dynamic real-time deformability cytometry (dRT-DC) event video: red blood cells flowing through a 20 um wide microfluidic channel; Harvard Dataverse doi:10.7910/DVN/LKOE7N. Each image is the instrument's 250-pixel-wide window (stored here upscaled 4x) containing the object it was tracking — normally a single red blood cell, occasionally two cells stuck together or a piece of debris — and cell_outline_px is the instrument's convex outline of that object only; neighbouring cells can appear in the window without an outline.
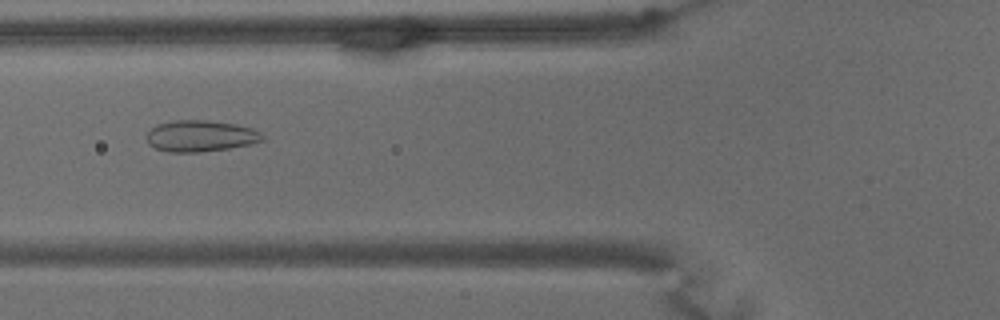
{"species": "common noctule bat (a hibernating species)", "species_latin": "Nyctalus noctula", "temperature_condition": "warm", "stored_images_in_passage": 62, "camera_frame_rate_fps": 3000, "um_per_image_px": 0.085, "animal": {"sex": "male", "body_mass_g": 15.6}, "frame": {"image": 1, "passage_image": 23, "time_ms": 7.333, "image_size_px": [1000, 320], "cell_outline_px": [[264, 140], [248, 144], [228, 148], [200, 152], [168, 152], [156, 148], [148, 144], [148, 132], [156, 124], [176, 120], [208, 120], [236, 124], [252, 128], [260, 132], [264, 136]], "centroid_in_image_um": [17.05, 11.55], "position_along_channel_um": 108.8, "area_um2": 21.04}}
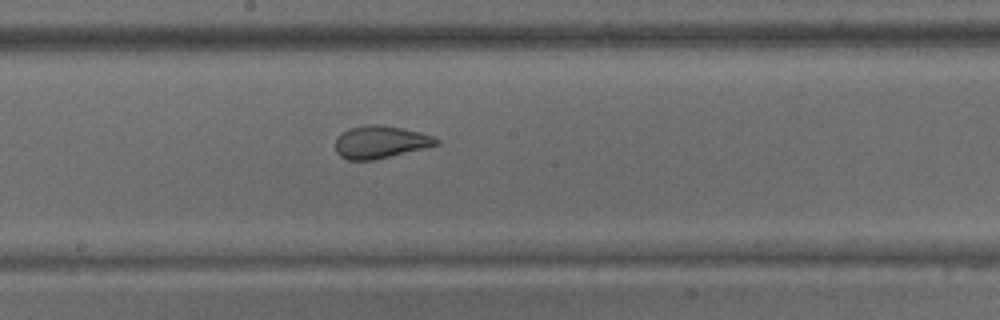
{"frame": {"image": 2, "passage_image": 33, "time_ms": 10.667, "image_size_px": [1000, 320], "cell_outline_px": [[440, 144], [424, 148], [372, 160], [348, 160], [340, 156], [336, 152], [336, 140], [344, 132], [352, 128], [368, 124], [380, 124], [420, 132], [432, 136], [440, 140]], "centroid_in_image_um": [32.35, 12.08], "position_along_channel_um": 215.8, "area_um2": 18.79}}
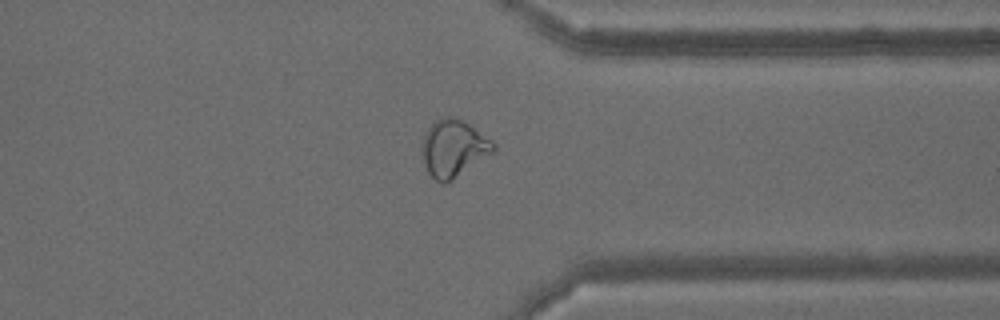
{"frame": {"image": 3, "passage_image": 48, "time_ms": 15.667, "image_size_px": [1000, 320], "cell_outline_px": [[496, 148], [492, 152], [452, 180], [444, 184], [436, 180], [428, 172], [420, 156], [424, 132], [436, 120], [448, 116], [456, 116], [464, 120], [492, 140], [496, 144]], "centroid_in_image_um": [38.52, 12.58], "position_along_channel_um": 372.9, "area_um2": 23.76}, "authors_computed_cell_mechanics": {"area_um2": 23.7847, "velocity_mm_per_s": 3.2051, "shape_relaxation_time_tau1_ms": null, "shape_relaxation_time_tau2_ms": 0.9458, "deformation_change_tau1": null, "deformation_change_tau2": 0.0685}}